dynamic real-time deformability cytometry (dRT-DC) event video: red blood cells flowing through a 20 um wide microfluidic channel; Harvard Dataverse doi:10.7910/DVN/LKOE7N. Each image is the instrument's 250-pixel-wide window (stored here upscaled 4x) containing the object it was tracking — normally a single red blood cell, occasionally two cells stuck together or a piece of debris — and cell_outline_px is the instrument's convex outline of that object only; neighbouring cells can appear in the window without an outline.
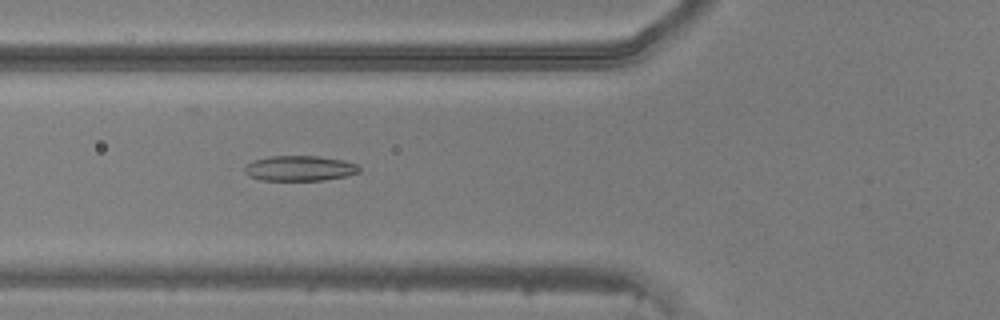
{"species": "common noctule bat (a hibernating species)", "species_latin": "Nyctalus noctula", "temperature_condition": "warm", "stored_images_in_passage": 39, "camera_frame_rate_fps": 3000, "um_per_image_px": 0.085, "animal": {"sex": "male", "body_mass_g": 20.5, "forearm_length_mm": 52.5}, "frame": {"image": 1, "passage_image": 9, "time_ms": 2.667, "image_size_px": [1000, 320], "cell_outline_px": [[360, 172], [344, 176], [320, 180], [260, 180], [248, 176], [244, 172], [244, 168], [252, 160], [272, 156], [320, 156], [344, 160], [356, 164], [360, 168]], "centroid_in_image_um": [25.45, 14.3], "position_along_channel_um": 100.4, "area_um2": 16.82}}
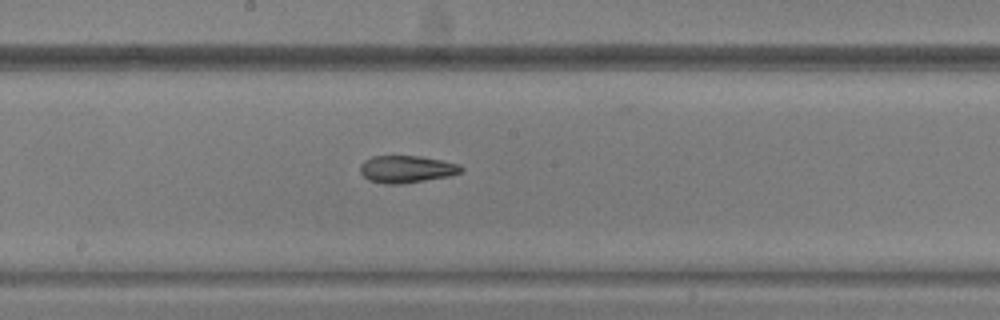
{"frame": {"image": 2, "passage_image": 17, "time_ms": 5.333, "image_size_px": [1000, 320], "cell_outline_px": [[464, 172], [448, 176], [400, 184], [388, 184], [368, 180], [360, 172], [360, 164], [364, 160], [372, 156], [420, 156], [460, 164], [464, 168]], "centroid_in_image_um": [34.56, 14.37], "position_along_channel_um": 213.6, "area_um2": 16.01}}
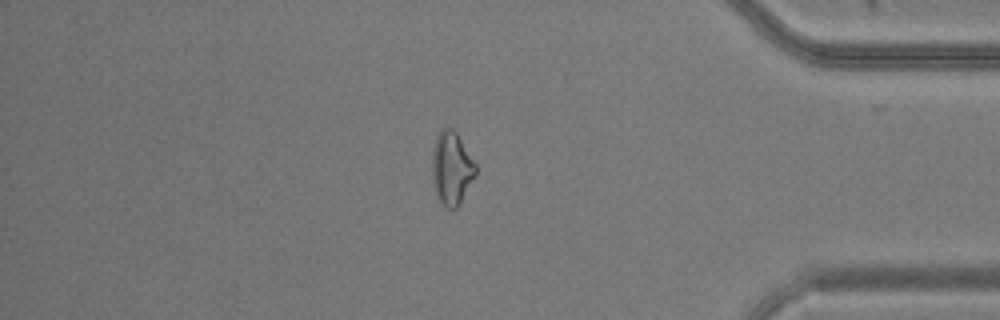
{"frame": {"image": 3, "passage_image": 32, "time_ms": 10.333, "image_size_px": [1000, 320], "cell_outline_px": [[476, 176], [460, 204], [456, 208], [448, 208], [436, 196], [432, 180], [432, 148], [436, 136], [440, 128], [452, 128], [456, 132], [476, 164]], "centroid_in_image_um": [38.38, 14.29], "position_along_channel_um": 396.8, "area_um2": 18.73}}